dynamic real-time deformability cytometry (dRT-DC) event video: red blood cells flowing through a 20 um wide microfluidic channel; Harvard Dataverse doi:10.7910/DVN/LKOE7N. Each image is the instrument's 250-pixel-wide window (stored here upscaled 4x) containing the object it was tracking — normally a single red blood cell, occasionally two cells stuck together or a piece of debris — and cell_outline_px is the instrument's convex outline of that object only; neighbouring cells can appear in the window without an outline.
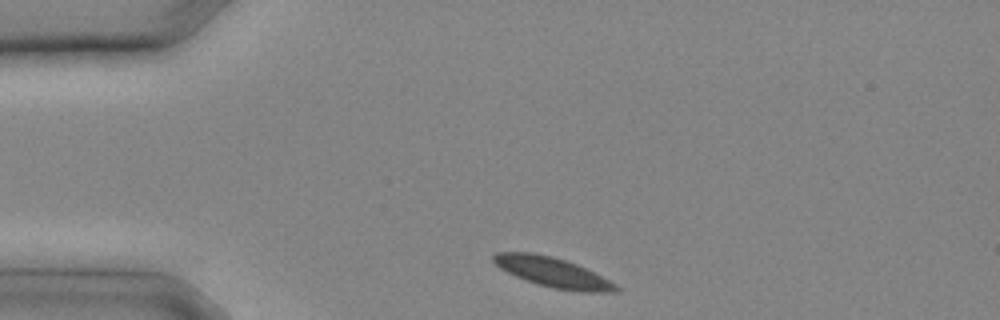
{"species": "common noctule bat (a hibernating species)", "species_latin": "Nyctalus noctula", "temperature_condition": "cold", "stored_images_in_passage": 10, "camera_frame_rate_fps": 3000, "um_per_image_px": 0.085, "animal": {"sex": "male", "body_mass_g": 20.4}, "frame": {"image": 1, "passage_image": 1, "time_ms": 0.0, "image_size_px": [1000, 320], "cell_outline_px": [[620, 288], [616, 292], [580, 292], [552, 288], [536, 284], [516, 276], [500, 268], [492, 260], [492, 256], [496, 252], [532, 252], [552, 256], [576, 264], [616, 284]], "centroid_in_image_um": [46.96, 23.15], "position_along_channel_um": 38.0, "area_um2": 21.1}}
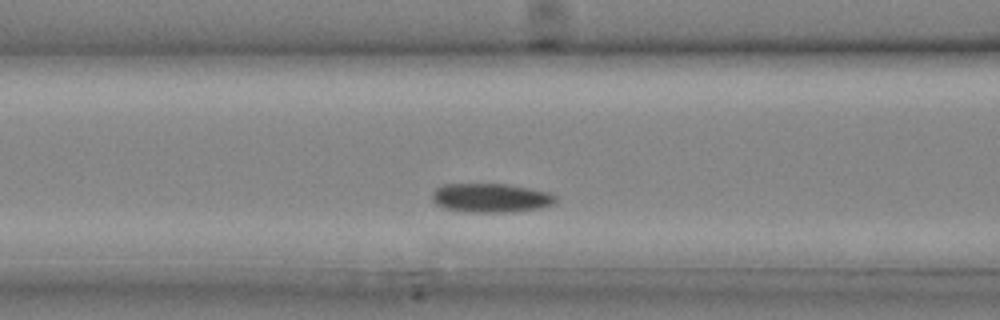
{"frame": {"image": 2, "passage_image": 6, "time_ms": 1.667, "image_size_px": [1000, 320], "cell_outline_px": [[556, 200], [552, 204], [540, 208], [516, 212], [464, 212], [444, 208], [436, 204], [432, 200], [432, 192], [436, 188], [444, 184], [508, 184], [532, 188], [552, 192], [556, 196]], "centroid_in_image_um": [41.74, 16.82], "position_along_channel_um": 124.9, "area_um2": 21.21}}
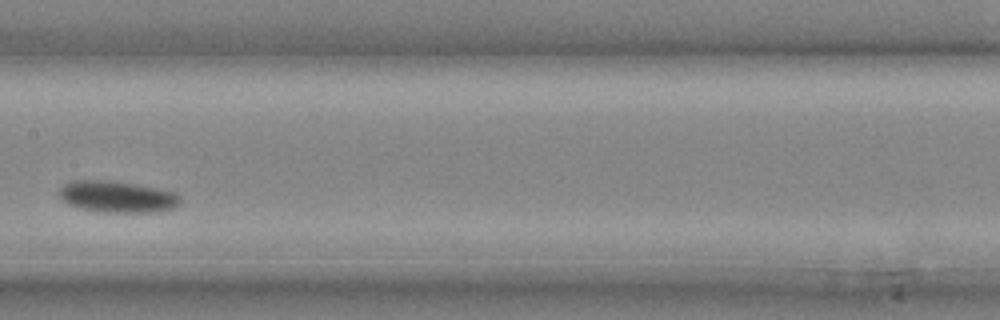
{"frame": {"image": 3, "passage_image": 9, "time_ms": 2.667, "image_size_px": [1000, 320], "cell_outline_px": [[180, 204], [172, 208], [160, 212], [100, 212], [76, 208], [68, 204], [60, 196], [60, 188], [64, 184], [72, 180], [116, 180], [176, 192], [180, 196]], "centroid_in_image_um": [9.97, 16.72], "position_along_channel_um": 197.4, "area_um2": 22.54}}